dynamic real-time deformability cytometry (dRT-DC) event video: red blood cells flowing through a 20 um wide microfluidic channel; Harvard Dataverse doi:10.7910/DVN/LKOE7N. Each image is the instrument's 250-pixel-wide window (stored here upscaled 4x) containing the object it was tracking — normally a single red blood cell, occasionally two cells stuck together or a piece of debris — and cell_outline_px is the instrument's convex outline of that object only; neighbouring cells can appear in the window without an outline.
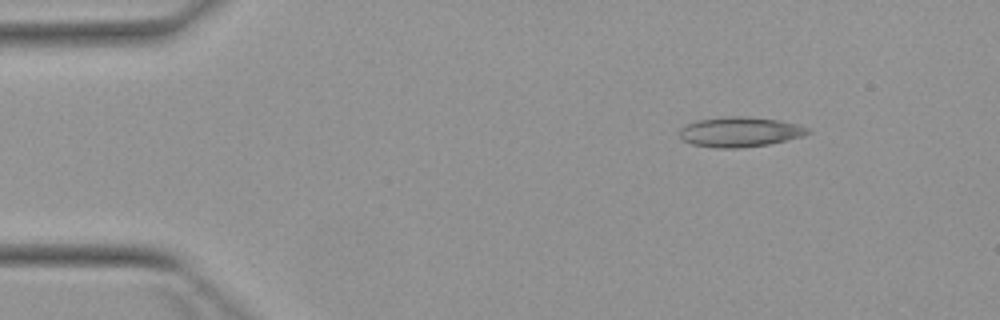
{"species": "Egyptian fruit bat (a non-hibernating species)", "species_latin": "Rousettus aegyptiacus", "temperature_condition": "warm", "stored_images_in_passage": 2, "camera_frame_rate_fps": 3000, "um_per_image_px": 0.085, "animal": {"sex": "female"}, "frame": {"image": 1, "passage_image": 1, "time_ms": 0.0, "image_size_px": [1000, 320], "cell_outline_px": [[812, 132], [804, 136], [768, 144], [740, 148], [716, 148], [692, 144], [684, 140], [680, 136], [680, 128], [696, 120], [728, 116], [744, 116], [780, 120], [796, 124], [808, 128]], "centroid_in_image_um": [62.9, 11.21], "position_along_channel_um": 22.1, "area_um2": 22.37}}